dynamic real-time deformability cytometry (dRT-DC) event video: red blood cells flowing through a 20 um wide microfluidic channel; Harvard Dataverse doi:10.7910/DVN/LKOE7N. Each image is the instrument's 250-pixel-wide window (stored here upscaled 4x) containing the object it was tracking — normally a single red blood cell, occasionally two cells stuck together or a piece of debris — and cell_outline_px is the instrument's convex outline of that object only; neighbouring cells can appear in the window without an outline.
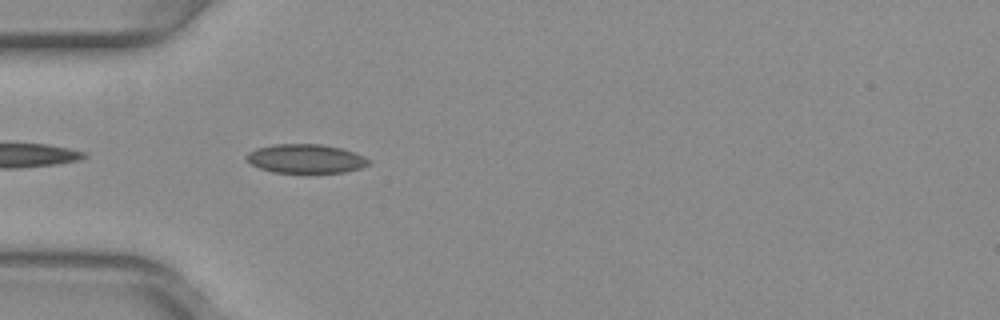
{"species": "common noctule bat (a hibernating species)", "species_latin": "Nyctalus noctula", "temperature_condition": "warm", "stored_images_in_passage": 11, "camera_frame_rate_fps": 3000, "um_per_image_px": 0.085, "animal": {"sex": "female", "body_mass_g": 29.2, "forearm_length_mm": 56.3}, "frame": {"image": 1, "passage_image": 2, "time_ms": 0.333, "image_size_px": [1000, 320], "cell_outline_px": [[372, 164], [360, 168], [344, 172], [304, 176], [272, 172], [260, 168], [252, 164], [244, 156], [248, 152], [256, 148], [276, 144], [320, 144], [340, 148], [364, 156], [372, 160]], "centroid_in_image_um": [26.01, 13.54], "position_along_channel_um": 59.0, "area_um2": 21.56}}
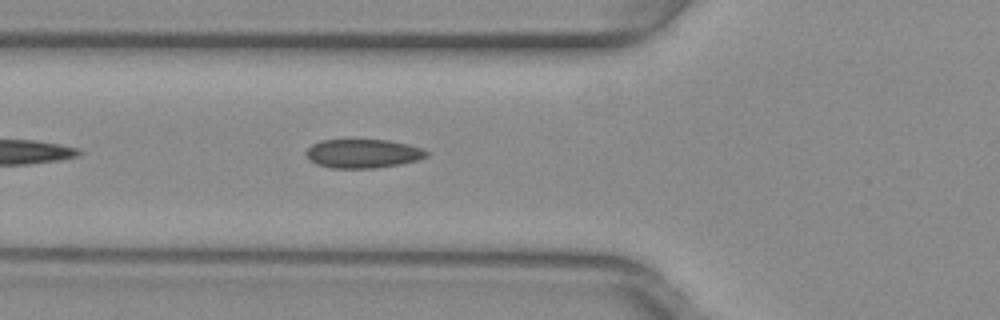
{"frame": {"image": 2, "passage_image": 5, "time_ms": 1.333, "image_size_px": [1000, 320], "cell_outline_px": [[432, 152], [428, 156], [416, 160], [400, 164], [372, 168], [332, 168], [316, 164], [308, 160], [304, 152], [312, 144], [320, 140], [388, 140], [408, 144], [424, 148]], "centroid_in_image_um": [30.86, 13.05], "position_along_channel_um": 94.9, "area_um2": 20.46}}
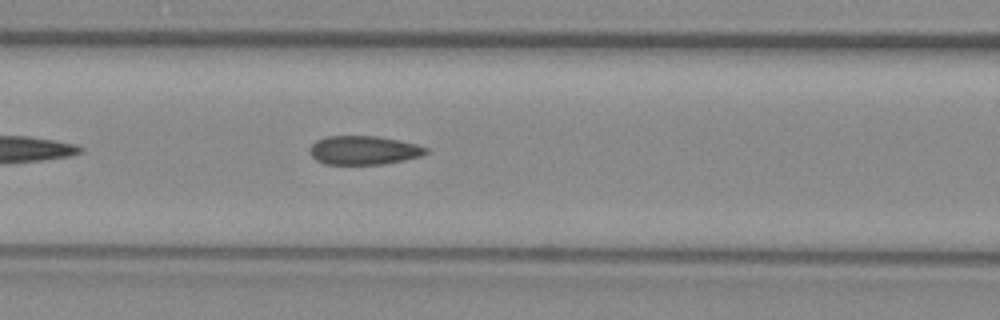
{"frame": {"image": 3, "passage_image": 8, "time_ms": 2.333, "image_size_px": [1000, 320], "cell_outline_px": [[428, 152], [420, 156], [404, 160], [384, 164], [324, 164], [316, 160], [312, 156], [312, 144], [316, 140], [324, 136], [376, 136], [400, 140], [416, 144], [428, 148]], "centroid_in_image_um": [30.93, 12.76], "position_along_channel_um": 135.7, "area_um2": 19.42}}